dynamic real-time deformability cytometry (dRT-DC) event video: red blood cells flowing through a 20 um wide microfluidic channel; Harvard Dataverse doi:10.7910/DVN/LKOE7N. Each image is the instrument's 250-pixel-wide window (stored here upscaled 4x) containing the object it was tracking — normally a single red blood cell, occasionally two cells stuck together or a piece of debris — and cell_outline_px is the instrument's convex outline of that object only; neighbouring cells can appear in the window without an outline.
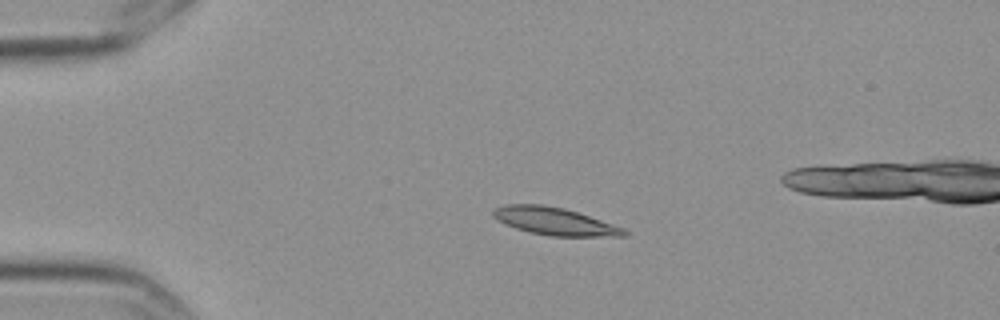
{"species": "Egyptian fruit bat (a non-hibernating species)", "species_latin": "Rousettus aegyptiacus", "temperature_condition": "cold", "stored_images_in_passage": 5, "camera_frame_rate_fps": 3000, "um_per_image_px": 0.085, "frame": {"image": 1, "passage_image": 3, "time_ms": 0.667, "image_size_px": [1000, 320], "cell_outline_px": [[628, 236], [552, 236], [528, 232], [504, 224], [492, 216], [492, 212], [496, 208], [504, 204], [544, 204], [564, 208], [624, 228], [628, 232]], "centroid_in_image_um": [47.11, 18.8], "position_along_channel_um": 37.9, "area_um2": 20.92}}